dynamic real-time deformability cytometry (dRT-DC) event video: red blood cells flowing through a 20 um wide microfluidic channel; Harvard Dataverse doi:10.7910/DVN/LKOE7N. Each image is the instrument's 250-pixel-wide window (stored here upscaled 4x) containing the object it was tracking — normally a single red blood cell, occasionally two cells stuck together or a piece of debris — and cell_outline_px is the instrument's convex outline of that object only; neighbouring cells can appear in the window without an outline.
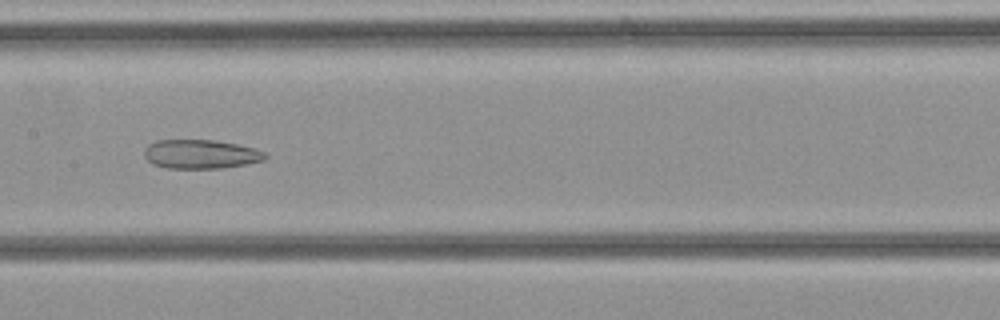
{"species": "common noctule bat (a hibernating species)", "species_latin": "Nyctalus noctula", "temperature_condition": "cold", "stored_images_in_passage": 36, "camera_frame_rate_fps": 3000, "um_per_image_px": 0.085, "animal": {"sex": "female", "body_mass_g": 21.9}, "frame": {"image": 1, "passage_image": 17, "time_ms": 5.333, "image_size_px": [1000, 320], "cell_outline_px": [[268, 156], [264, 160], [248, 164], [224, 168], [168, 168], [152, 164], [144, 156], [144, 148], [148, 144], [156, 140], [216, 140], [256, 148], [264, 152]], "centroid_in_image_um": [17.07, 13.1], "position_along_channel_um": 190.3, "area_um2": 20.63}}
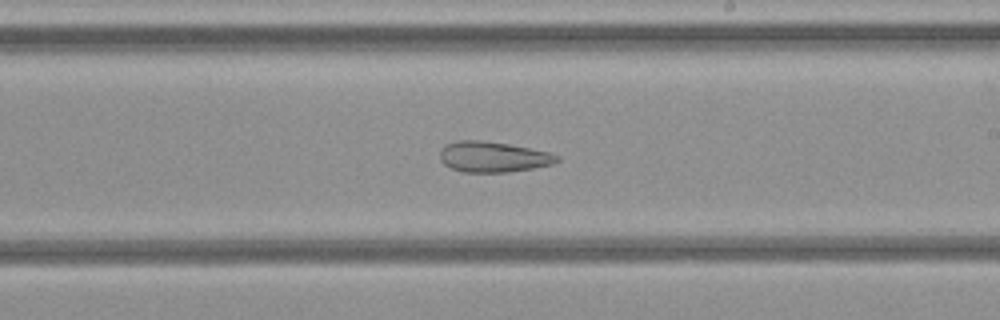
{"frame": {"image": 2, "passage_image": 20, "time_ms": 6.333, "image_size_px": [1000, 320], "cell_outline_px": [[560, 160], [552, 164], [532, 168], [508, 172], [464, 172], [452, 168], [444, 164], [440, 160], [440, 148], [444, 144], [456, 140], [484, 140], [508, 144], [548, 152], [560, 156]], "centroid_in_image_um": [41.87, 13.32], "position_along_channel_um": 247.1, "area_um2": 20.92}}
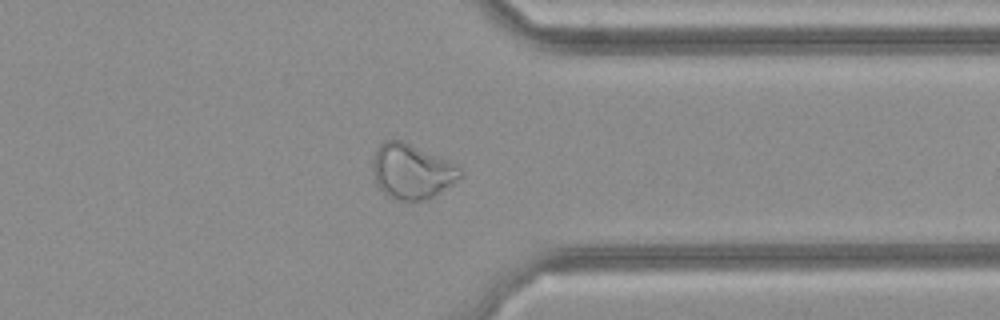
{"frame": {"image": 3, "passage_image": 27, "time_ms": 8.667, "image_size_px": [1000, 320], "cell_outline_px": [[464, 176], [452, 184], [432, 196], [420, 200], [396, 200], [388, 196], [376, 184], [372, 172], [372, 160], [376, 148], [384, 140], [404, 140], [448, 160], [456, 164], [464, 172]], "centroid_in_image_um": [34.99, 14.54], "position_along_channel_um": 376.4, "area_um2": 28.21}}